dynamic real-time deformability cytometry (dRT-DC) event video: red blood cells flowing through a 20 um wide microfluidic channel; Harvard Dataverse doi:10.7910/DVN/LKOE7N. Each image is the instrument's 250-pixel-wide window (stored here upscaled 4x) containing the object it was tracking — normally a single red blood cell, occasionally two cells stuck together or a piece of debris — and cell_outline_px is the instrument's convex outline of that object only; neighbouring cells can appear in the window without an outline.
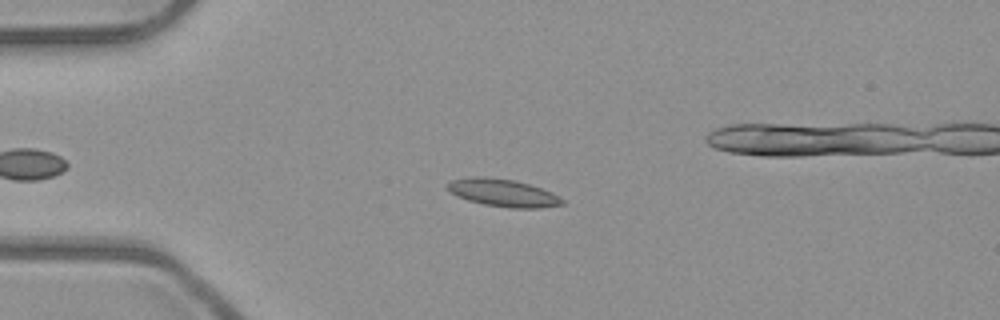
{"species": "common noctule bat (a hibernating species)", "species_latin": "Nyctalus noctula", "temperature_condition": "room temperature", "stored_images_in_passage": 48, "camera_frame_rate_fps": 3000, "um_per_image_px": 0.085, "animal": {"sex": "male", "body_mass_g": 23.1, "forearm_length_mm": 52.7}, "frame": {"image": 1, "passage_image": 13, "time_ms": 4.0, "image_size_px": [1000, 320], "cell_outline_px": [[564, 204], [540, 208], [508, 208], [484, 204], [468, 200], [448, 192], [448, 184], [452, 180], [468, 176], [488, 176], [512, 180], [528, 184], [552, 192], [564, 200]], "centroid_in_image_um": [42.74, 16.39], "position_along_channel_um": 42.3, "area_um2": 18.44}}
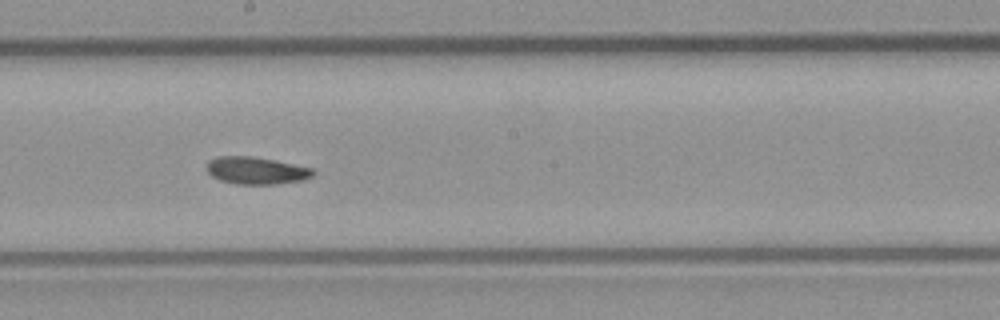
{"frame": {"image": 2, "passage_image": 29, "time_ms": 9.333, "image_size_px": [1000, 320], "cell_outline_px": [[316, 172], [312, 176], [304, 180], [276, 184], [236, 184], [220, 180], [212, 176], [208, 172], [208, 160], [216, 156], [252, 156], [276, 160], [312, 168]], "centroid_in_image_um": [21.8, 14.49], "position_along_channel_um": 226.4, "area_um2": 16.99}}
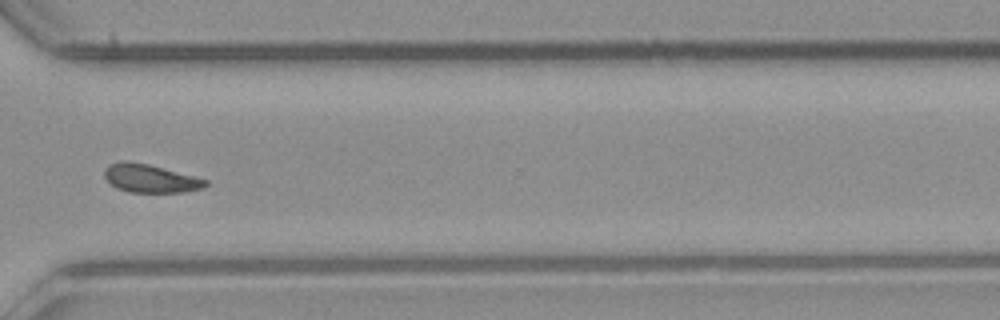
{"frame": {"image": 3, "passage_image": 39, "time_ms": 12.667, "image_size_px": [1000, 320], "cell_outline_px": [[208, 184], [204, 188], [184, 192], [128, 192], [116, 188], [104, 176], [104, 168], [108, 164], [120, 160], [128, 160], [148, 164], [208, 180]], "centroid_in_image_um": [12.74, 15.16], "position_along_channel_um": 357.9, "area_um2": 16.7}, "authors_computed_cell_mechanics": {"area_um2": 16.9932, "velocity_mm_per_s": 3.9458, "shape_relaxation_time_tau1_ms": null, "shape_relaxation_time_tau2_ms": 7.1443, "deformation_change_tau1": null, "deformation_change_tau2": 0.1288}}